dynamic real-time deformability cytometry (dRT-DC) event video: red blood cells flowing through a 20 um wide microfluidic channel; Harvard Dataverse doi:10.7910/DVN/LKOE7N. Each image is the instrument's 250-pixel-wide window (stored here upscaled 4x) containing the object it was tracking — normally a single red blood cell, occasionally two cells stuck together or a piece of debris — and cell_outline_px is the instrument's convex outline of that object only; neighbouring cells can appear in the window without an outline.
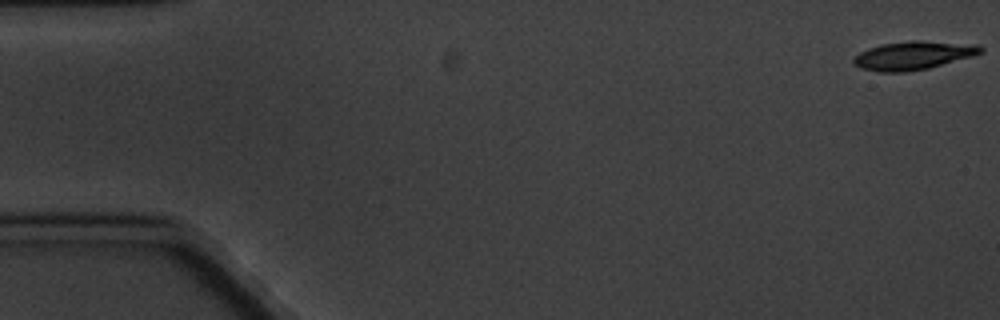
{"species": "common noctule bat (a hibernating species)", "species_latin": "Nyctalus noctula", "temperature_condition": "cold", "stored_images_in_passage": 6, "camera_frame_rate_fps": 3000, "um_per_image_px": 0.085, "animal": {"sex": "male", "body_mass_g": 20.1, "forearm_length_mm": 53.5}, "frame": {"image": 1, "passage_image": 1, "time_ms": 0.0, "image_size_px": [1000, 320], "cell_outline_px": [[984, 52], [972, 56], [928, 68], [904, 72], [880, 72], [860, 68], [852, 60], [860, 52], [868, 48], [884, 44], [912, 40], [920, 40], [980, 44], [984, 48]], "centroid_in_image_um": [77.69, 4.7], "position_along_channel_um": 7.3, "area_um2": 21.04}}